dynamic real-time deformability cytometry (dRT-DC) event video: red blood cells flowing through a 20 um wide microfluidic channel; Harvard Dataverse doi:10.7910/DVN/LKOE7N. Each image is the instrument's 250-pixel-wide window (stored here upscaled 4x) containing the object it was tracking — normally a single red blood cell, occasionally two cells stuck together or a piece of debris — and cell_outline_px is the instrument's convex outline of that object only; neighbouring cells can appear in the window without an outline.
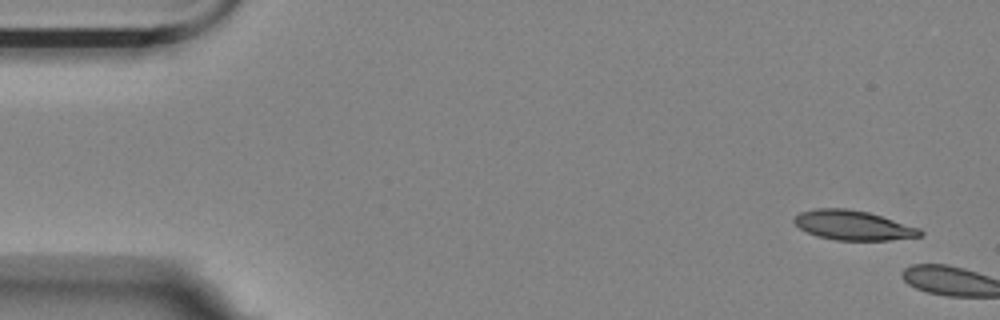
{"species": "Egyptian fruit bat (a non-hibernating species)", "species_latin": "Rousettus aegyptiacus", "temperature_condition": "room temperature", "stored_images_in_passage": 2, "camera_frame_rate_fps": 3000, "um_per_image_px": 0.085, "animal": {"sex": "female"}, "frame": {"image": 1, "passage_image": 1, "time_ms": 0.0, "image_size_px": [1000, 320], "cell_outline_px": [[924, 232], [920, 236], [888, 240], [836, 240], [816, 236], [800, 228], [792, 220], [800, 212], [816, 208], [848, 208], [868, 212], [920, 228]], "centroid_in_image_um": [72.5, 19.14], "position_along_channel_um": 12.5, "area_um2": 21.62}}